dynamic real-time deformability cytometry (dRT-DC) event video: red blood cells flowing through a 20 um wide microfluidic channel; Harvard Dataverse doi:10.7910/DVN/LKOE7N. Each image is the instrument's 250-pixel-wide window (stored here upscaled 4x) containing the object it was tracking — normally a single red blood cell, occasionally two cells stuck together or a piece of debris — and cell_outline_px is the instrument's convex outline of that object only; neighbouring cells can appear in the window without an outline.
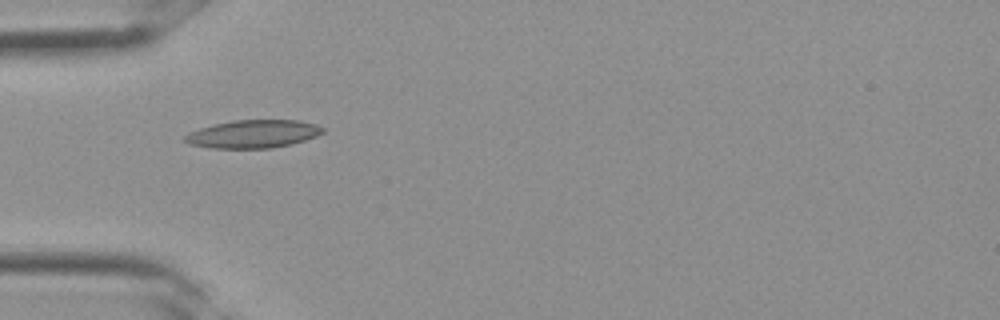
{"species": "Egyptian fruit bat (a non-hibernating species)", "species_latin": "Rousettus aegyptiacus", "temperature_condition": "room temperature", "stored_images_in_passage": 1, "camera_frame_rate_fps": 3000, "um_per_image_px": 0.085, "frame": {"image": 1, "passage_image": 1, "time_ms": 0.0, "image_size_px": [1000, 320], "cell_outline_px": [[324, 132], [316, 136], [292, 144], [272, 148], [212, 148], [188, 144], [184, 140], [184, 136], [188, 132], [200, 128], [232, 120], [300, 120], [316, 124], [324, 128]], "centroid_in_image_um": [21.52, 11.39], "position_along_channel_um": 63.5, "area_um2": 22.54}}